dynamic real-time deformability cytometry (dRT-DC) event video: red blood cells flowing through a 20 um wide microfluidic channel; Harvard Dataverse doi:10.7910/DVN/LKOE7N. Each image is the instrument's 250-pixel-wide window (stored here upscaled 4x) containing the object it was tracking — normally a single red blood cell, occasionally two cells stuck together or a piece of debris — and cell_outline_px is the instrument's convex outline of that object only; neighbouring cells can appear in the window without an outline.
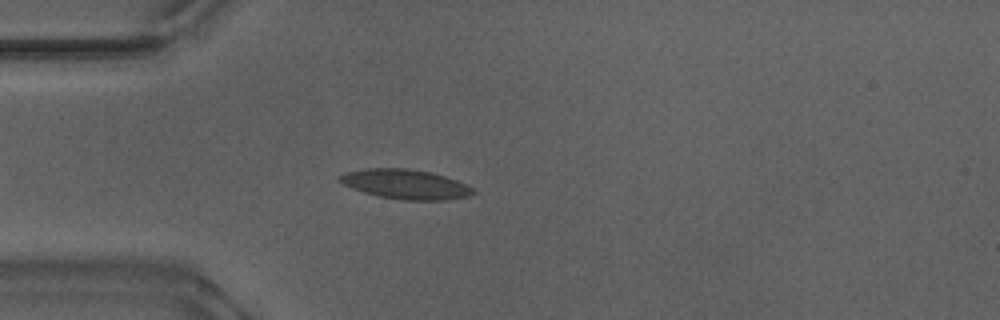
{"species": "Egyptian fruit bat (a non-hibernating species)", "species_latin": "Rousettus aegyptiacus", "temperature_condition": "warm", "stored_images_in_passage": 36, "camera_frame_rate_fps": 3000, "um_per_image_px": 0.085, "animal": {"sex": "male"}, "frame": {"image": 1, "passage_image": 7, "time_ms": 2.0, "image_size_px": [1000, 320], "cell_outline_px": [[476, 192], [468, 196], [444, 200], [404, 200], [380, 196], [364, 192], [352, 188], [336, 180], [336, 176], [344, 172], [364, 168], [408, 168], [432, 172], [468, 184]], "centroid_in_image_um": [34.43, 15.64], "position_along_channel_um": 50.6, "area_um2": 23.18}}
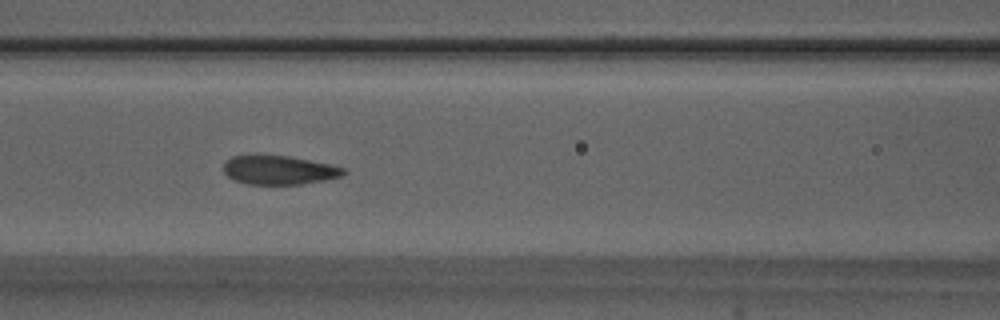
{"frame": {"image": 2, "passage_image": 15, "time_ms": 4.667, "image_size_px": [1000, 320], "cell_outline_px": [[348, 172], [340, 176], [324, 180], [300, 184], [248, 184], [236, 180], [228, 176], [224, 172], [224, 164], [232, 156], [256, 152], [288, 156], [348, 168]], "centroid_in_image_um": [23.69, 14.41], "position_along_channel_um": 142.9, "area_um2": 20.63}}
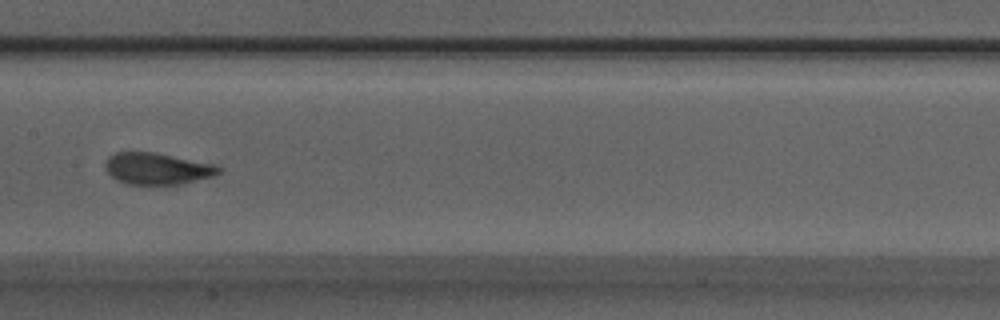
{"frame": {"image": 3, "passage_image": 19, "time_ms": 6.0, "image_size_px": [1000, 320], "cell_outline_px": [[224, 168], [216, 176], [176, 184], [124, 184], [116, 180], [104, 168], [104, 164], [108, 156], [116, 152], [152, 152], [212, 164]], "centroid_in_image_um": [13.33, 14.34], "position_along_channel_um": 194.1, "area_um2": 20.75}, "authors_computed_cell_mechanics": {"area_um2": 21.097, "velocity_mm_per_s": 3.8429, "shape_relaxation_time_tau1_ms": 3.8548, "shape_relaxation_time_tau2_ms": 0.8262, "deformation_change_tau1": 0.1417, "deformation_change_tau2": 0.0642}}